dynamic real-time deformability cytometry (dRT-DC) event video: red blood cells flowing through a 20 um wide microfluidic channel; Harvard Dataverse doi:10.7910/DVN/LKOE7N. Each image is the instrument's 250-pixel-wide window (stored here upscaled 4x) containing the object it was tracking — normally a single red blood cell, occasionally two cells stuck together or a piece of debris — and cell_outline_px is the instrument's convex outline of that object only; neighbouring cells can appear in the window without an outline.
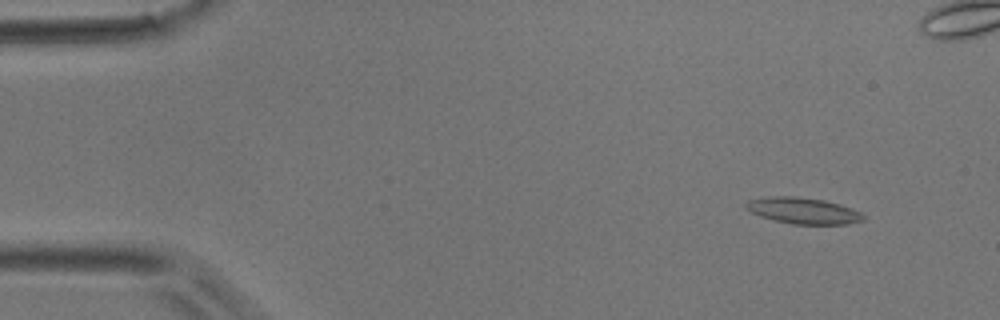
{"species": "common noctule bat (a hibernating species)", "species_latin": "Nyctalus noctula", "temperature_condition": "room temperature", "stored_images_in_passage": 4, "camera_frame_rate_fps": 3000, "um_per_image_px": 0.085, "animal": {"sex": "male", "body_mass_g": 17.9}, "frame": {"image": 1, "passage_image": 1, "time_ms": 0.0, "image_size_px": [1000, 320], "cell_outline_px": [[864, 220], [848, 224], [792, 224], [772, 220], [760, 216], [744, 208], [744, 204], [748, 200], [768, 196], [796, 196], [824, 200], [840, 204], [852, 208], [860, 212], [864, 216]], "centroid_in_image_um": [68.24, 17.9], "position_along_channel_um": 16.8, "area_um2": 18.09}}